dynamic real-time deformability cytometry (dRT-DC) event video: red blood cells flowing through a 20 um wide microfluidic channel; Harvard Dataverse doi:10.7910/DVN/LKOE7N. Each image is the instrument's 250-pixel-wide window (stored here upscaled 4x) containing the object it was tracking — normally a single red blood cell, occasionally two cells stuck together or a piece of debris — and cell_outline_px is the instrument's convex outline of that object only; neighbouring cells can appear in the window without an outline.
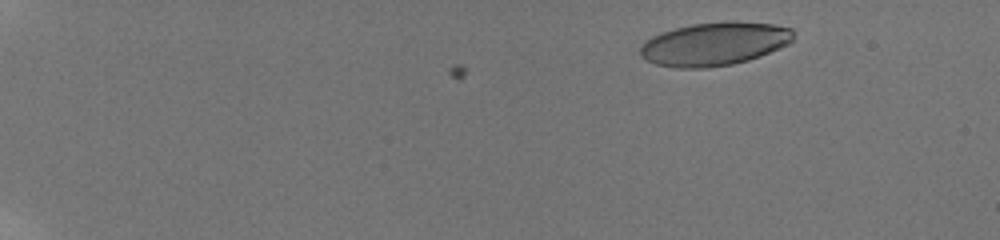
{"species": "human", "species_latin": "Homo sapiens", "temperature_condition": "room temperature", "stored_images_in_passage": 9, "camera_frame_rate_fps": 3000, "um_per_image_px": 0.085, "donor": {"sex": "male"}, "frame": {"image": 1, "passage_image": 2, "time_ms": 1.333, "image_size_px": [1000, 240], "cell_outline_px": [[796, 32], [792, 40], [788, 44], [780, 48], [760, 56], [748, 60], [732, 64], [704, 68], [676, 68], [656, 64], [640, 56], [640, 48], [652, 36], [676, 28], [692, 24], [728, 20], [732, 20], [772, 24], [792, 28]], "centroid_in_image_um": [60.78, 3.72], "position_along_channel_um": 24.2, "area_um2": 38.73}}
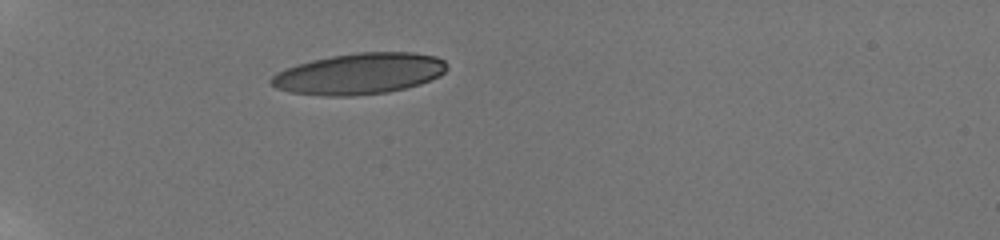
{"frame": {"image": 2, "passage_image": 6, "time_ms": 5.333, "image_size_px": [1000, 240], "cell_outline_px": [[448, 68], [440, 76], [432, 80], [420, 84], [388, 92], [352, 96], [324, 96], [292, 92], [276, 88], [268, 80], [276, 72], [284, 68], [312, 60], [332, 56], [356, 52], [412, 52], [436, 56], [444, 60], [448, 64]], "centroid_in_image_um": [30.56, 6.26], "position_along_channel_um": 54.4, "area_um2": 42.31}}
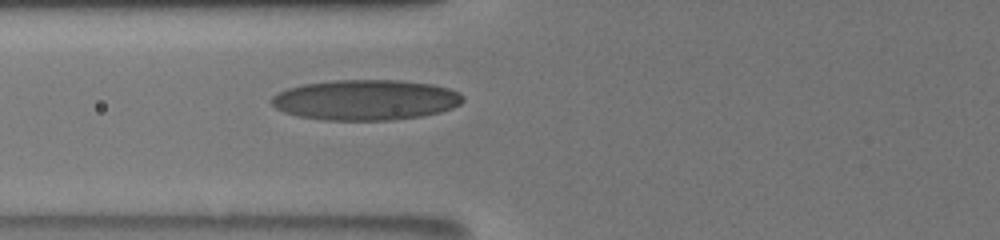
{"frame": {"image": 3, "passage_image": 9, "time_ms": 7.333, "image_size_px": [1000, 240], "cell_outline_px": [[464, 100], [460, 104], [452, 108], [440, 112], [424, 116], [392, 120], [324, 120], [300, 116], [284, 112], [276, 108], [272, 104], [272, 96], [288, 88], [304, 84], [336, 80], [396, 80], [432, 84], [448, 88], [460, 92], [464, 96]], "centroid_in_image_um": [31.12, 8.5], "position_along_channel_um": 94.7, "area_um2": 45.08}}